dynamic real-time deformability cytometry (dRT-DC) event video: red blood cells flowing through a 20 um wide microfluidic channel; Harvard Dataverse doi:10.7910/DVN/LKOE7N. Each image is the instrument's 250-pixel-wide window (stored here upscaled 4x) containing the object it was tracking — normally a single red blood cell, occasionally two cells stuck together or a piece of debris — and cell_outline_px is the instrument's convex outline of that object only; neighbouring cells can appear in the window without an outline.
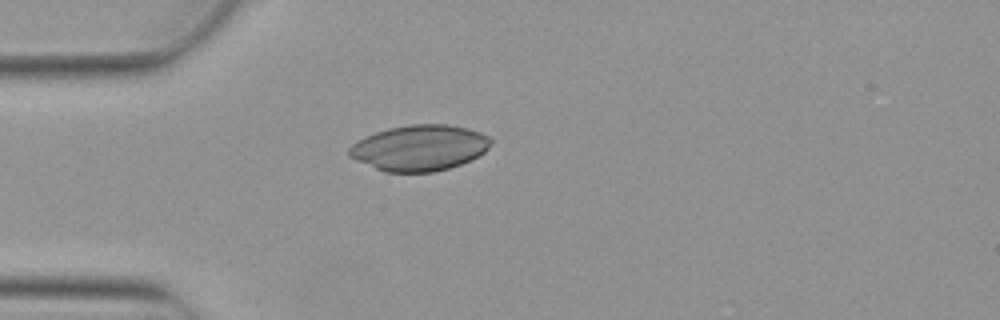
{"species": "Egyptian fruit bat (a non-hibernating species)", "species_latin": "Rousettus aegyptiacus", "temperature_condition": "warm", "stored_images_in_passage": 1, "camera_frame_rate_fps": 3000, "um_per_image_px": 0.085, "animal": {"sex": "female"}, "frame": {"image": 1, "passage_image": 1, "time_ms": 0.0, "image_size_px": [1000, 320], "cell_outline_px": [[492, 140], [488, 148], [484, 152], [472, 160], [448, 168], [432, 172], [384, 172], [356, 160], [348, 156], [348, 148], [356, 140], [376, 132], [388, 128], [408, 124], [448, 124], [468, 128], [480, 132], [488, 136]], "centroid_in_image_um": [35.64, 12.56], "position_along_channel_um": 49.4, "area_um2": 37.97}}